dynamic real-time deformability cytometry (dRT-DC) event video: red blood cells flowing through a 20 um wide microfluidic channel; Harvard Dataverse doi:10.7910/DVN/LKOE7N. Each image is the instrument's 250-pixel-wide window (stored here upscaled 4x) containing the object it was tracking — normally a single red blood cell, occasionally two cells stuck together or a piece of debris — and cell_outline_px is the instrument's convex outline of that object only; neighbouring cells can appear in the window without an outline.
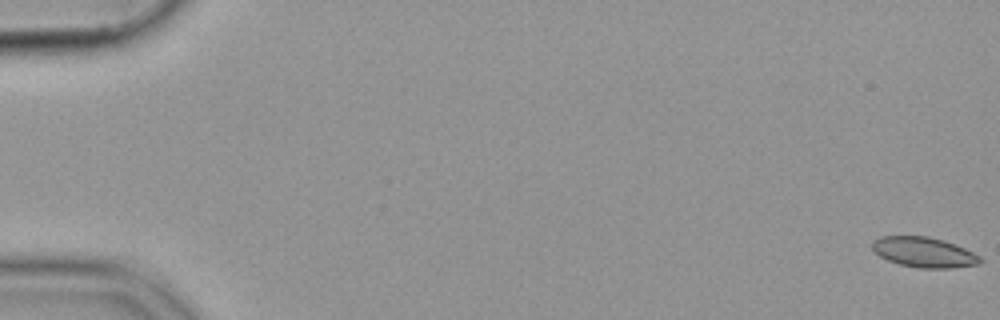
{"species": "common noctule bat (a hibernating species)", "species_latin": "Nyctalus noctula", "temperature_condition": "cold", "stored_images_in_passage": 56, "camera_frame_rate_fps": 3000, "um_per_image_px": 0.085, "animal": {"sex": "female", "body_mass_g": 19.9}, "frame": {"image": 1, "passage_image": 1, "time_ms": 0.0, "image_size_px": [1000, 320], "cell_outline_px": [[984, 260], [980, 264], [952, 268], [920, 268], [900, 264], [888, 260], [880, 256], [872, 248], [872, 240], [880, 236], [928, 236], [944, 240], [956, 244], [980, 256]], "centroid_in_image_um": [78.56, 21.43], "position_along_channel_um": 6.4, "area_um2": 19.07}}
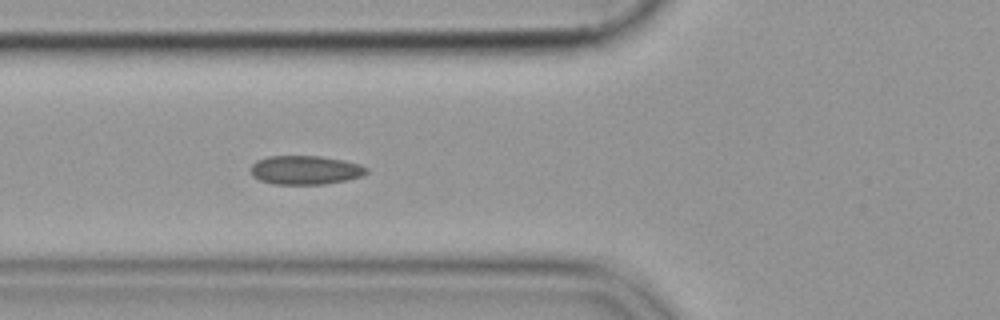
{"frame": {"image": 2, "passage_image": 22, "time_ms": 7.0, "image_size_px": [1000, 320], "cell_outline_px": [[368, 172], [360, 176], [344, 180], [324, 184], [272, 184], [260, 180], [252, 176], [252, 164], [256, 160], [268, 156], [320, 156], [344, 160], [360, 164], [368, 168]], "centroid_in_image_um": [25.94, 14.44], "position_along_channel_um": 99.9, "area_um2": 19.42}}
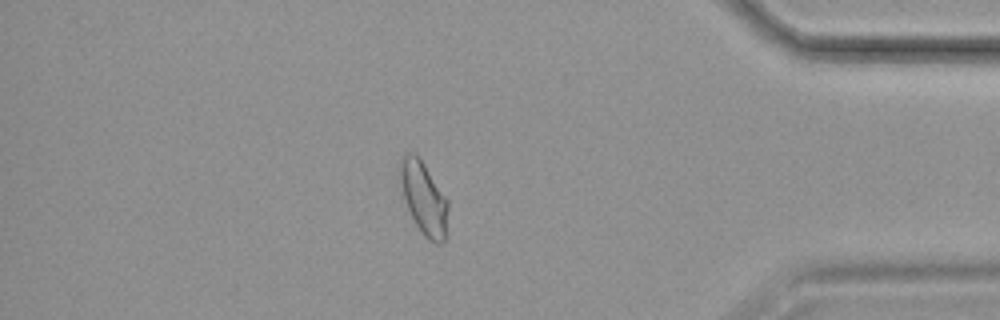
{"frame": {"image": 3, "passage_image": 49, "time_ms": 16.0, "image_size_px": [1000, 320], "cell_outline_px": [[448, 236], [440, 244], [436, 244], [428, 240], [424, 236], [416, 224], [404, 200], [396, 168], [404, 152], [416, 152], [448, 200]], "centroid_in_image_um": [36.01, 16.82], "position_along_channel_um": 399.2, "area_um2": 20.98}}